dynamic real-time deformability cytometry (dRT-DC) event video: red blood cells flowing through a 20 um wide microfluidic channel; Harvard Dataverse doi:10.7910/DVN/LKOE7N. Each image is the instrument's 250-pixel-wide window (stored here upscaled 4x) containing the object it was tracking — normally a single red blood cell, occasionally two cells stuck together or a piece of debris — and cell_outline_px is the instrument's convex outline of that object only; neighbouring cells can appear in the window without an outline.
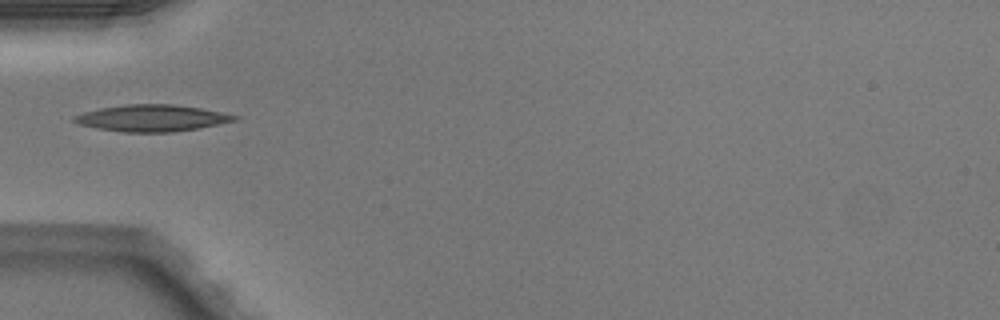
{"species": "Egyptian fruit bat (a non-hibernating species)", "species_latin": "Rousettus aegyptiacus", "temperature_condition": "warm", "stored_images_in_passage": 21, "camera_frame_rate_fps": 3000, "um_per_image_px": 0.085, "animal": {"sex": "male"}, "frame": {"image": 1, "passage_image": 1, "time_ms": 0.0, "image_size_px": [1000, 320], "cell_outline_px": [[240, 120], [196, 128], [172, 132], [124, 132], [96, 128], [80, 124], [72, 120], [72, 116], [84, 112], [100, 108], [124, 104], [172, 104], [200, 108], [240, 116]], "centroid_in_image_um": [12.91, 10.03], "position_along_channel_um": 72.1, "area_um2": 24.8}}
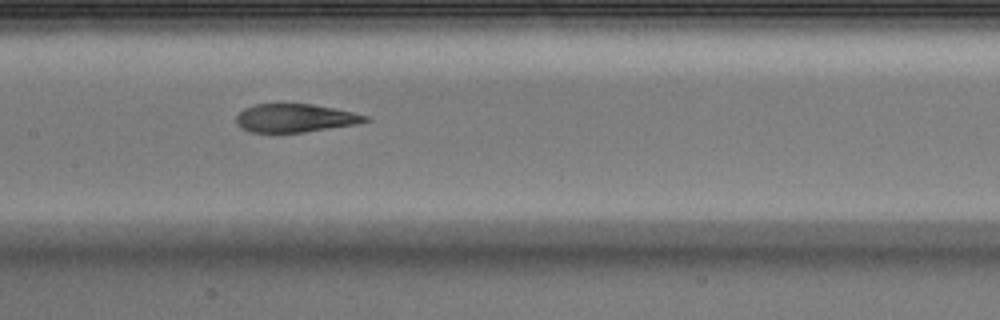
{"frame": {"image": 2, "passage_image": 9, "time_ms": 2.667, "image_size_px": [1000, 320], "cell_outline_px": [[372, 120], [356, 124], [304, 132], [248, 132], [240, 128], [236, 124], [236, 116], [244, 108], [256, 104], [312, 104], [352, 112], [368, 116]], "centroid_in_image_um": [25.05, 10.04], "position_along_channel_um": 182.3, "area_um2": 21.21}}
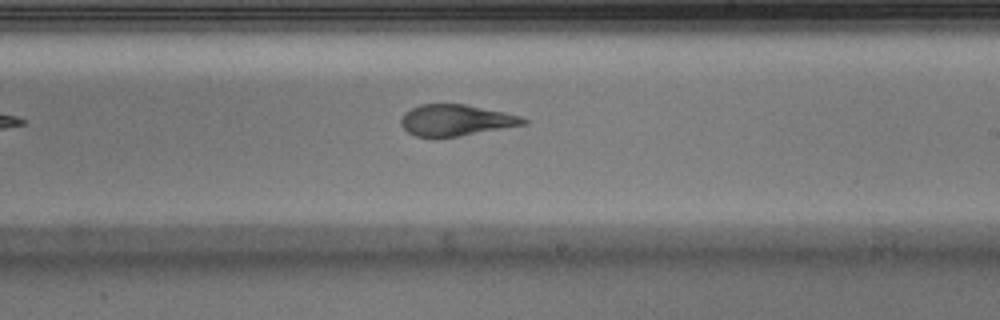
{"frame": {"image": 3, "passage_image": 14, "time_ms": 4.333, "image_size_px": [1000, 320], "cell_outline_px": [[528, 124], [460, 136], [416, 136], [408, 132], [400, 124], [400, 120], [404, 112], [420, 104], [464, 104], [504, 112], [520, 116], [528, 120]], "centroid_in_image_um": [38.76, 10.21], "position_along_channel_um": 250.2, "area_um2": 22.14}}